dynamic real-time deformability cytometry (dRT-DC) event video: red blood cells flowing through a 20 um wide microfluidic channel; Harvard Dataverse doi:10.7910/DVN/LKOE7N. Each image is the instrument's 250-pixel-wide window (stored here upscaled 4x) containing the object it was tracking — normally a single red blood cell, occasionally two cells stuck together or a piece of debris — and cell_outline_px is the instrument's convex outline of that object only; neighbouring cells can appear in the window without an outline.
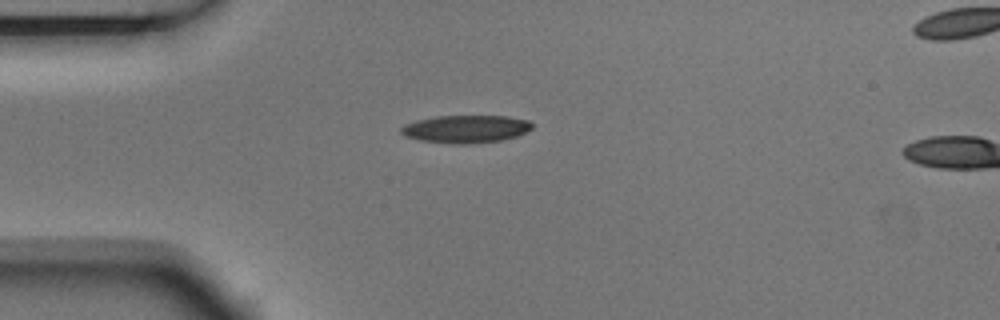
{"species": "Egyptian fruit bat (a non-hibernating species)", "species_latin": "Rousettus aegyptiacus", "temperature_condition": "room temperature", "stored_images_in_passage": 2, "camera_frame_rate_fps": 3000, "um_per_image_px": 0.085, "animal": {"sex": "male"}, "frame": {"image": 1, "passage_image": 1, "time_ms": 0.0, "image_size_px": [1000, 320], "cell_outline_px": [[532, 128], [516, 136], [504, 140], [464, 144], [456, 144], [420, 140], [404, 136], [400, 132], [400, 128], [404, 124], [416, 120], [436, 116], [508, 116], [528, 120], [532, 124]], "centroid_in_image_um": [39.56, 10.96], "position_along_channel_um": 45.4, "area_um2": 21.15}}